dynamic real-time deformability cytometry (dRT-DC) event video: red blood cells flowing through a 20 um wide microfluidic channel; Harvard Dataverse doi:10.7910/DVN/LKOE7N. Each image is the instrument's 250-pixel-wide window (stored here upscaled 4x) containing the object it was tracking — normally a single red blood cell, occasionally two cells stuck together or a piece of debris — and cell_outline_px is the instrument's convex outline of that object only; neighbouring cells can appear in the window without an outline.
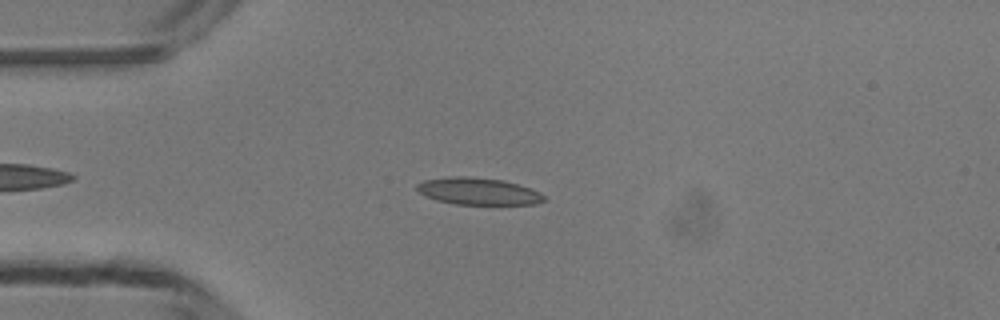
{"species": "common noctule bat (a hibernating species)", "species_latin": "Nyctalus noctula", "temperature_condition": "room temperature", "stored_images_in_passage": 40, "camera_frame_rate_fps": 3000, "um_per_image_px": 0.085, "animal": {"sex": "male", "body_mass_g": 13.3}, "frame": {"image": 1, "passage_image": 9, "time_ms": 2.667, "image_size_px": [1000, 320], "cell_outline_px": [[548, 200], [536, 204], [456, 204], [436, 200], [424, 196], [416, 188], [416, 184], [424, 180], [448, 176], [472, 176], [504, 180], [540, 192]], "centroid_in_image_um": [40.63, 16.25], "position_along_channel_um": 44.4, "area_um2": 20.11}}
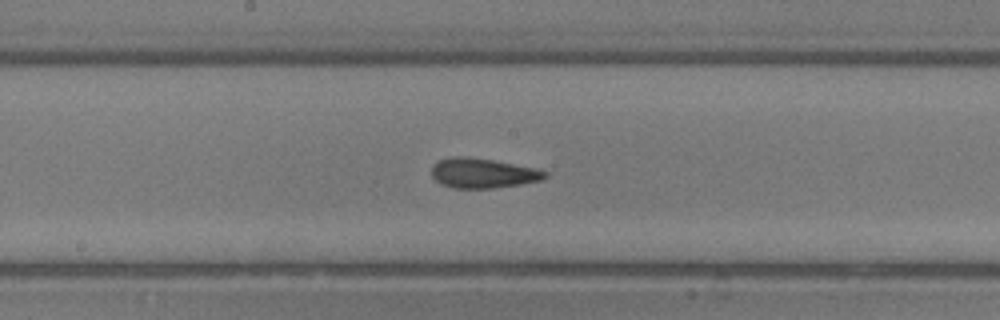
{"frame": {"image": 2, "passage_image": 22, "time_ms": 7.0, "image_size_px": [1000, 320], "cell_outline_px": [[548, 176], [540, 180], [520, 184], [492, 188], [452, 188], [440, 184], [432, 176], [432, 164], [440, 160], [452, 156], [468, 156], [492, 160], [532, 168], [548, 172]], "centroid_in_image_um": [40.98, 14.72], "position_along_channel_um": 207.2, "area_um2": 19.54}}
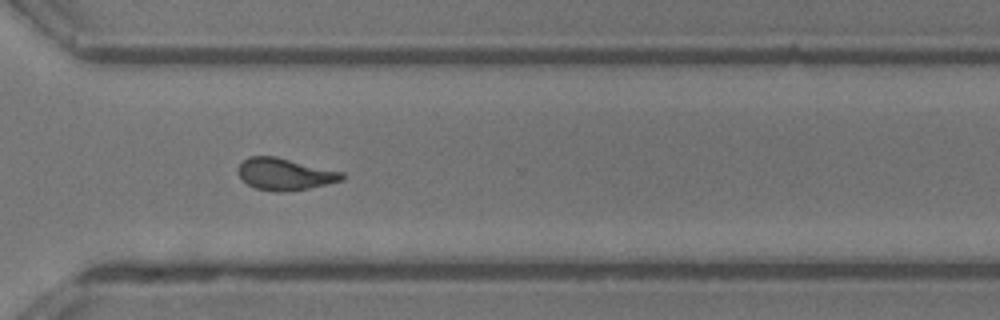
{"frame": {"image": 3, "passage_image": 32, "time_ms": 10.333, "image_size_px": [1000, 320], "cell_outline_px": [[344, 180], [328, 184], [308, 188], [276, 192], [272, 192], [256, 188], [248, 184], [236, 172], [236, 168], [248, 156], [276, 156], [344, 172]], "centroid_in_image_um": [24.21, 14.79], "position_along_channel_um": 346.4, "area_um2": 19.36}, "authors_computed_cell_mechanics": {"area_um2": 19.6231, "velocity_mm_per_s": 4.1861, "shape_relaxation_time_tau1_ms": 4.7562, "shape_relaxation_time_tau2_ms": 1.7112, "deformation_change_tau1": 0.1632, "deformation_change_tau2": 0.1019}}